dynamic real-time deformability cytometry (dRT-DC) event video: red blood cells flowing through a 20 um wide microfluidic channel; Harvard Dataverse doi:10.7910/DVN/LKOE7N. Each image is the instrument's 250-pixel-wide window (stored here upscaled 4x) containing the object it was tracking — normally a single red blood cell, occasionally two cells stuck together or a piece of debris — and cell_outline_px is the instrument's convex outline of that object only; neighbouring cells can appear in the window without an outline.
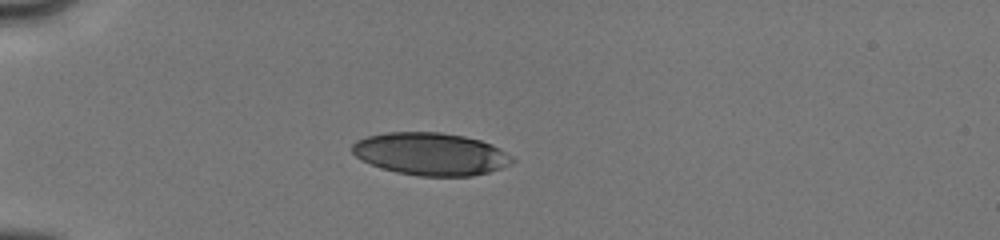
{"species": "human", "species_latin": "Homo sapiens", "temperature_condition": "cold", "stored_images_in_passage": 11, "camera_frame_rate_fps": 3000, "um_per_image_px": 0.085, "donor": {"sex": "male"}, "frame": {"image": 1, "passage_image": 7, "time_ms": 3.333, "image_size_px": [1000, 240], "cell_outline_px": [[516, 160], [512, 164], [488, 172], [472, 176], [416, 176], [396, 172], [360, 160], [352, 152], [352, 144], [356, 140], [368, 136], [388, 132], [440, 132], [464, 136], [480, 140], [492, 144], [500, 148], [512, 156]], "centroid_in_image_um": [36.63, 13.08], "position_along_channel_um": 48.4, "area_um2": 39.77}}
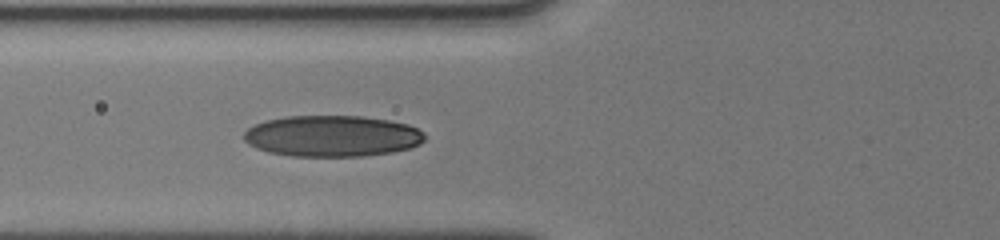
{"frame": {"image": 2, "passage_image": 11, "time_ms": 5.333, "image_size_px": [1000, 240], "cell_outline_px": [[424, 140], [420, 144], [408, 148], [392, 152], [364, 156], [292, 156], [268, 152], [256, 148], [248, 144], [244, 140], [244, 132], [248, 128], [264, 120], [284, 116], [360, 116], [388, 120], [408, 124], [424, 132]], "centroid_in_image_um": [28.21, 11.56], "position_along_channel_um": 97.6, "area_um2": 43.52}}